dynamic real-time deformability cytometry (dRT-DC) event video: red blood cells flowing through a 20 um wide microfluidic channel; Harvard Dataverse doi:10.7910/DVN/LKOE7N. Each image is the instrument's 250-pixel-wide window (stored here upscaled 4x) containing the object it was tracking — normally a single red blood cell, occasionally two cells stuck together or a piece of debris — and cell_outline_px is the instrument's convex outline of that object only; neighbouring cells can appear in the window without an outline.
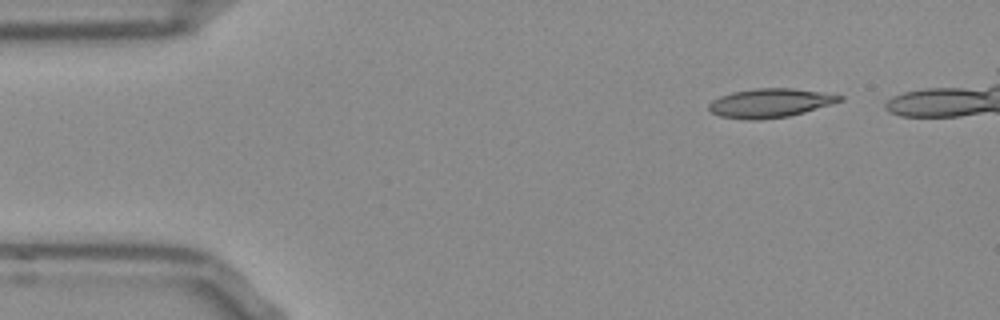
{"species": "Egyptian fruit bat (a non-hibernating species)", "species_latin": "Rousettus aegyptiacus", "temperature_condition": "room temperature", "stored_images_in_passage": 40, "camera_frame_rate_fps": 3000, "um_per_image_px": 0.085, "frame": {"image": 1, "passage_image": 1, "time_ms": 0.0, "image_size_px": [1000, 320], "cell_outline_px": [[844, 100], [832, 104], [804, 112], [788, 116], [760, 120], [748, 120], [720, 116], [712, 112], [708, 108], [708, 104], [712, 100], [720, 96], [732, 92], [756, 88], [792, 88], [820, 92], [844, 96]], "centroid_in_image_um": [65.45, 8.76], "position_along_channel_um": 19.6, "area_um2": 22.02}}
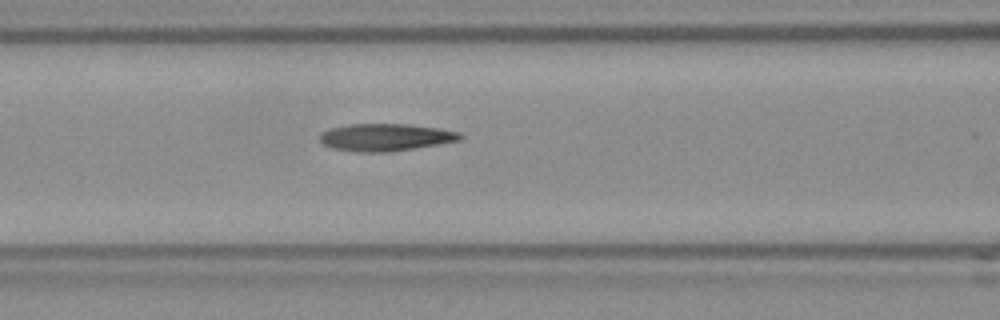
{"frame": {"image": 2, "passage_image": 16, "time_ms": 5.0, "image_size_px": [1000, 320], "cell_outline_px": [[464, 136], [460, 140], [440, 144], [416, 148], [388, 152], [356, 152], [332, 148], [324, 144], [320, 140], [320, 136], [328, 128], [348, 124], [408, 124], [440, 128], [460, 132]], "centroid_in_image_um": [32.8, 11.67], "position_along_channel_um": 133.8, "area_um2": 22.48}}
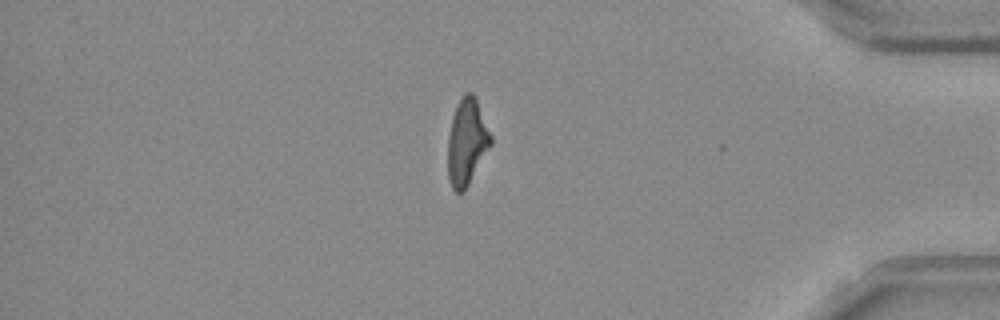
{"frame": {"image": 3, "passage_image": 39, "time_ms": 12.667, "image_size_px": [1000, 320], "cell_outline_px": [[492, 144], [464, 192], [456, 192], [452, 188], [448, 176], [448, 136], [452, 116], [456, 104], [464, 92], [472, 92], [476, 96], [492, 136]], "centroid_in_image_um": [39.69, 12.03], "position_along_channel_um": 395.5, "area_um2": 21.91}}